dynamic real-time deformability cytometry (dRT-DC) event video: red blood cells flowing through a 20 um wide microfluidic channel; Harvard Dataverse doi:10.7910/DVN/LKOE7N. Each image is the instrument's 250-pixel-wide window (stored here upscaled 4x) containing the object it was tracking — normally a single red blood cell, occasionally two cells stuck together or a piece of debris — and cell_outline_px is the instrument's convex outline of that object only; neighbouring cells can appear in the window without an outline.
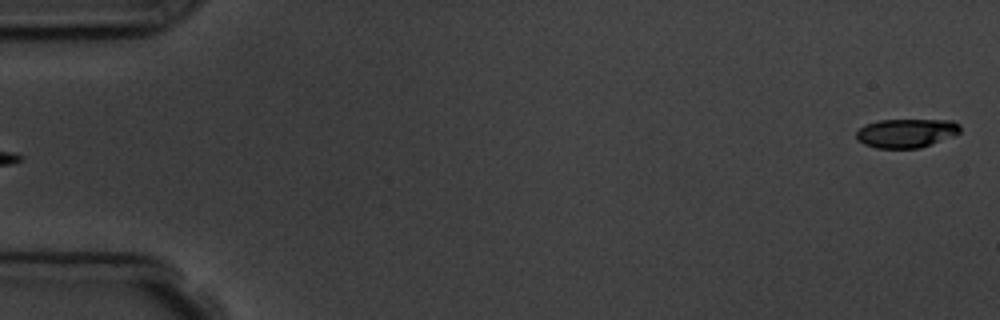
{"species": "common noctule bat (a hibernating species)", "species_latin": "Nyctalus noctula", "temperature_condition": "room temperature", "stored_images_in_passage": 5, "segment_of_instrument_passage": [2, 2], "camera_frame_rate_fps": 3000, "um_per_image_px": 0.085, "animal": {"sex": "male", "body_mass_g": 19.5, "forearm_length_mm": 54.6}, "frame": {"image": 1, "passage_image": 5, "time_ms": 5.667, "image_size_px": [1000, 320], "cell_outline_px": [[960, 132], [952, 136], [920, 148], [876, 148], [864, 144], [856, 140], [856, 132], [864, 124], [880, 120], [952, 120], [960, 124]], "centroid_in_image_um": [77.01, 11.31], "position_along_channel_um": 8.0, "area_um2": 17.51}}